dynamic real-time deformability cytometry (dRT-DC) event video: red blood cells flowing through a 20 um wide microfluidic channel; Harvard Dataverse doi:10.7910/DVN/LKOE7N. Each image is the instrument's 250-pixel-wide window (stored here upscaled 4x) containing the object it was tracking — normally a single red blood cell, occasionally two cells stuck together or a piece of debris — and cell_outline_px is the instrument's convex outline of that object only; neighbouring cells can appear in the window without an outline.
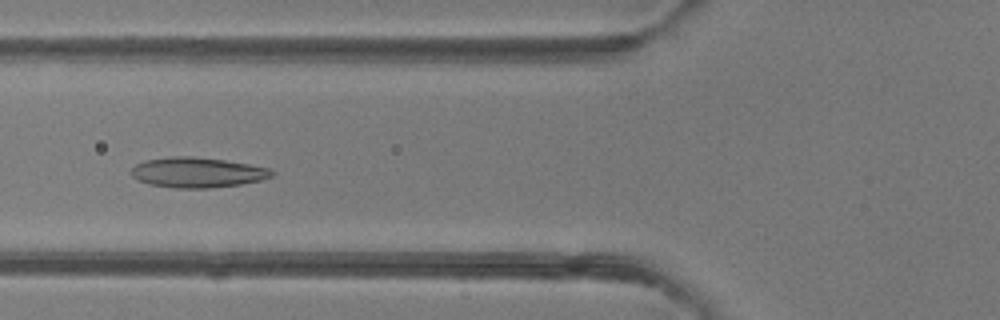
{"species": "common noctule bat (a hibernating species)", "species_latin": "Nyctalus noctula", "temperature_condition": "room temperature", "stored_images_in_passage": 5, "camera_frame_rate_fps": 3000, "um_per_image_px": 0.085, "animal": {"sex": "female"}, "frame": {"image": 1, "passage_image": 4, "time_ms": 3.333, "image_size_px": [1000, 320], "cell_outline_px": [[276, 172], [272, 176], [260, 180], [240, 184], [208, 188], [176, 188], [148, 184], [136, 180], [132, 176], [132, 168], [136, 164], [148, 160], [172, 156], [192, 156], [224, 160], [272, 168]], "centroid_in_image_um": [16.79, 14.66], "position_along_channel_um": 109.0, "area_um2": 24.68}}
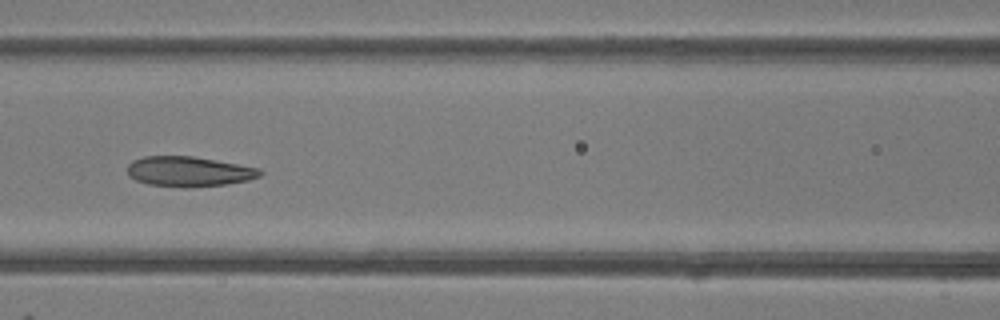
{"frame": {"image": 2, "passage_image": 5, "time_ms": 4.333, "image_size_px": [1000, 320], "cell_outline_px": [[264, 172], [260, 176], [248, 180], [224, 184], [184, 188], [148, 184], [136, 180], [128, 176], [128, 164], [132, 160], [144, 156], [192, 156], [260, 168]], "centroid_in_image_um": [16.03, 14.58], "position_along_channel_um": 150.6, "area_um2": 23.24}}